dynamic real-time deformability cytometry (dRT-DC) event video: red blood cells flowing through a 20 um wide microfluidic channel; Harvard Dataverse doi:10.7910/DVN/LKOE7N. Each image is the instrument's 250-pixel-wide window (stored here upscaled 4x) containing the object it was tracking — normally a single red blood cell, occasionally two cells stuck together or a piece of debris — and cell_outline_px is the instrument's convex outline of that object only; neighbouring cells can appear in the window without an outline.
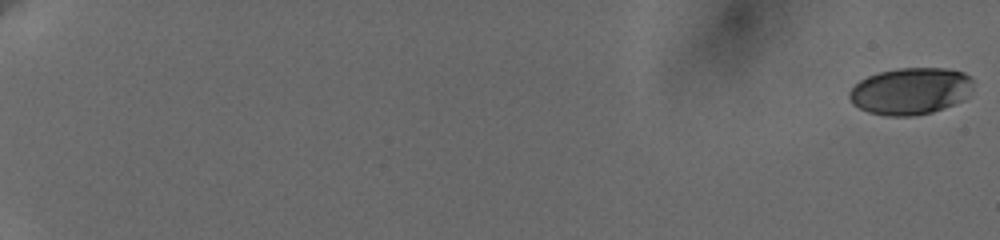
{"species": "human", "species_latin": "Homo sapiens", "temperature_condition": "cold", "stored_images_in_passage": 8, "camera_frame_rate_fps": 3000, "um_per_image_px": 0.085, "donor": {"sex": "female"}, "frame": {"image": 1, "passage_image": 1, "time_ms": 0.0, "image_size_px": [1000, 240], "cell_outline_px": [[972, 88], [964, 100], [944, 108], [932, 112], [912, 116], [888, 116], [868, 112], [852, 104], [848, 96], [848, 92], [860, 80], [868, 76], [880, 72], [900, 68], [948, 68], [964, 72], [972, 80]], "centroid_in_image_um": [77.39, 7.74], "position_along_channel_um": 7.6, "area_um2": 33.87}}
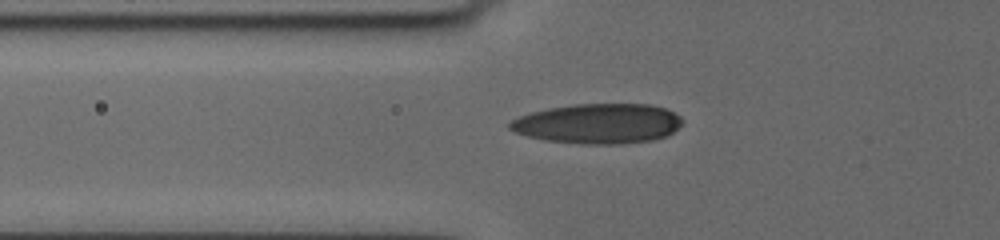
{"frame": {"image": 2, "passage_image": 8, "time_ms": 8.333, "image_size_px": [1000, 240], "cell_outline_px": [[684, 120], [668, 136], [652, 140], [620, 144], [580, 144], [548, 140], [528, 136], [516, 132], [508, 128], [508, 124], [512, 120], [520, 116], [532, 112], [548, 108], [572, 104], [648, 104], [664, 108], [680, 116]], "centroid_in_image_um": [50.85, 10.5], "position_along_channel_um": 75.0, "area_um2": 40.06}}